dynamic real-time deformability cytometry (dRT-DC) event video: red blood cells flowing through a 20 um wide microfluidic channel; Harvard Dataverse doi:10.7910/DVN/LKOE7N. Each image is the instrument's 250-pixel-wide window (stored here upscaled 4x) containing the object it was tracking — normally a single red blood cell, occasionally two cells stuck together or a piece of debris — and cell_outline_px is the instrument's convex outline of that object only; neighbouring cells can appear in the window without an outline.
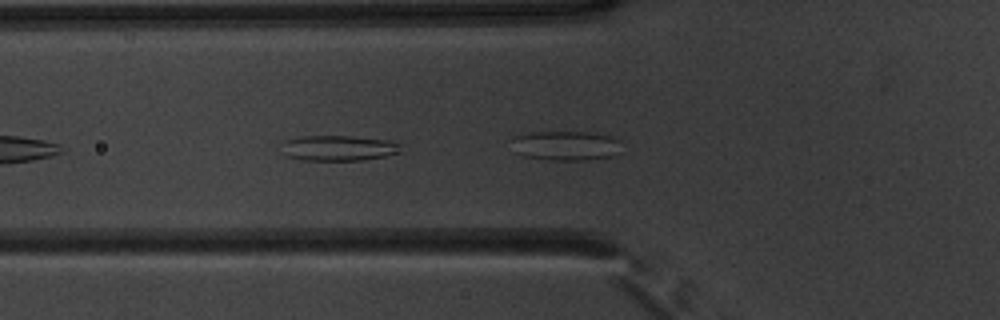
{"species": "common noctule bat (a hibernating species)", "species_latin": "Nyctalus noctula", "temperature_condition": "warm", "stored_images_in_passage": 15, "camera_frame_rate_fps": 3000, "um_per_image_px": 0.085, "animal": {"sex": "male", "body_mass_g": 20.1, "forearm_length_mm": 53.5}, "frame": {"image": 1, "passage_image": 5, "time_ms": 1.333, "image_size_px": [1000, 320], "cell_outline_px": [[404, 152], [388, 156], [360, 160], [304, 160], [288, 156], [284, 140], [300, 136], [348, 136], [396, 140], [404, 144]], "centroid_in_image_um": [29.0, 12.57], "position_along_channel_um": 96.8, "area_um2": 17.86}}